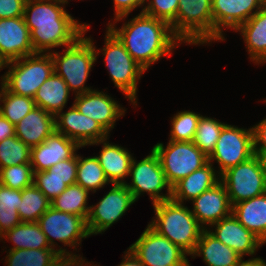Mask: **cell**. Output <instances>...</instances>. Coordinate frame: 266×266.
<instances>
[{
  "instance_id": "cell-3",
  "label": "cell",
  "mask_w": 266,
  "mask_h": 266,
  "mask_svg": "<svg viewBox=\"0 0 266 266\" xmlns=\"http://www.w3.org/2000/svg\"><path fill=\"white\" fill-rule=\"evenodd\" d=\"M184 204L172 199L153 204L155 217L148 225L190 256L204 229Z\"/></svg>"
},
{
  "instance_id": "cell-26",
  "label": "cell",
  "mask_w": 266,
  "mask_h": 266,
  "mask_svg": "<svg viewBox=\"0 0 266 266\" xmlns=\"http://www.w3.org/2000/svg\"><path fill=\"white\" fill-rule=\"evenodd\" d=\"M232 214L246 229L266 243V192L232 205Z\"/></svg>"
},
{
  "instance_id": "cell-11",
  "label": "cell",
  "mask_w": 266,
  "mask_h": 266,
  "mask_svg": "<svg viewBox=\"0 0 266 266\" xmlns=\"http://www.w3.org/2000/svg\"><path fill=\"white\" fill-rule=\"evenodd\" d=\"M129 249L143 266H191L185 251L149 225Z\"/></svg>"
},
{
  "instance_id": "cell-35",
  "label": "cell",
  "mask_w": 266,
  "mask_h": 266,
  "mask_svg": "<svg viewBox=\"0 0 266 266\" xmlns=\"http://www.w3.org/2000/svg\"><path fill=\"white\" fill-rule=\"evenodd\" d=\"M225 125L226 123H222L218 119L201 116L192 142L209 157L214 151Z\"/></svg>"
},
{
  "instance_id": "cell-24",
  "label": "cell",
  "mask_w": 266,
  "mask_h": 266,
  "mask_svg": "<svg viewBox=\"0 0 266 266\" xmlns=\"http://www.w3.org/2000/svg\"><path fill=\"white\" fill-rule=\"evenodd\" d=\"M219 181L220 175L213 167V164L208 161L204 166L192 172L172 187L171 199L179 203L192 201Z\"/></svg>"
},
{
  "instance_id": "cell-33",
  "label": "cell",
  "mask_w": 266,
  "mask_h": 266,
  "mask_svg": "<svg viewBox=\"0 0 266 266\" xmlns=\"http://www.w3.org/2000/svg\"><path fill=\"white\" fill-rule=\"evenodd\" d=\"M22 190H15L0 184V225L2 238L6 231L20 224L18 209Z\"/></svg>"
},
{
  "instance_id": "cell-5",
  "label": "cell",
  "mask_w": 266,
  "mask_h": 266,
  "mask_svg": "<svg viewBox=\"0 0 266 266\" xmlns=\"http://www.w3.org/2000/svg\"><path fill=\"white\" fill-rule=\"evenodd\" d=\"M104 42L105 46L97 52L94 46L96 57L102 53L114 86L136 107L137 84L145 70L131 57L123 43L108 27Z\"/></svg>"
},
{
  "instance_id": "cell-47",
  "label": "cell",
  "mask_w": 266,
  "mask_h": 266,
  "mask_svg": "<svg viewBox=\"0 0 266 266\" xmlns=\"http://www.w3.org/2000/svg\"><path fill=\"white\" fill-rule=\"evenodd\" d=\"M12 136H15V125L0 113V142Z\"/></svg>"
},
{
  "instance_id": "cell-25",
  "label": "cell",
  "mask_w": 266,
  "mask_h": 266,
  "mask_svg": "<svg viewBox=\"0 0 266 266\" xmlns=\"http://www.w3.org/2000/svg\"><path fill=\"white\" fill-rule=\"evenodd\" d=\"M235 32L244 38L250 60L257 65L266 63V4Z\"/></svg>"
},
{
  "instance_id": "cell-1",
  "label": "cell",
  "mask_w": 266,
  "mask_h": 266,
  "mask_svg": "<svg viewBox=\"0 0 266 266\" xmlns=\"http://www.w3.org/2000/svg\"><path fill=\"white\" fill-rule=\"evenodd\" d=\"M62 0H27L24 20L30 30L35 53H51L53 48L72 45L81 35V24L69 14Z\"/></svg>"
},
{
  "instance_id": "cell-18",
  "label": "cell",
  "mask_w": 266,
  "mask_h": 266,
  "mask_svg": "<svg viewBox=\"0 0 266 266\" xmlns=\"http://www.w3.org/2000/svg\"><path fill=\"white\" fill-rule=\"evenodd\" d=\"M191 203V212L204 230L232 214V205L221 181L194 198Z\"/></svg>"
},
{
  "instance_id": "cell-44",
  "label": "cell",
  "mask_w": 266,
  "mask_h": 266,
  "mask_svg": "<svg viewBox=\"0 0 266 266\" xmlns=\"http://www.w3.org/2000/svg\"><path fill=\"white\" fill-rule=\"evenodd\" d=\"M26 1L27 0H0V19L23 16Z\"/></svg>"
},
{
  "instance_id": "cell-41",
  "label": "cell",
  "mask_w": 266,
  "mask_h": 266,
  "mask_svg": "<svg viewBox=\"0 0 266 266\" xmlns=\"http://www.w3.org/2000/svg\"><path fill=\"white\" fill-rule=\"evenodd\" d=\"M146 5L142 13L163 20L170 25L176 19L179 0H146Z\"/></svg>"
},
{
  "instance_id": "cell-15",
  "label": "cell",
  "mask_w": 266,
  "mask_h": 266,
  "mask_svg": "<svg viewBox=\"0 0 266 266\" xmlns=\"http://www.w3.org/2000/svg\"><path fill=\"white\" fill-rule=\"evenodd\" d=\"M265 4L264 0H211L213 41H225L224 28L236 30Z\"/></svg>"
},
{
  "instance_id": "cell-7",
  "label": "cell",
  "mask_w": 266,
  "mask_h": 266,
  "mask_svg": "<svg viewBox=\"0 0 266 266\" xmlns=\"http://www.w3.org/2000/svg\"><path fill=\"white\" fill-rule=\"evenodd\" d=\"M181 43L204 45L213 42L211 0H179L176 19L170 24Z\"/></svg>"
},
{
  "instance_id": "cell-50",
  "label": "cell",
  "mask_w": 266,
  "mask_h": 266,
  "mask_svg": "<svg viewBox=\"0 0 266 266\" xmlns=\"http://www.w3.org/2000/svg\"><path fill=\"white\" fill-rule=\"evenodd\" d=\"M255 155H257L260 161L262 173H263L265 184H266V153H255Z\"/></svg>"
},
{
  "instance_id": "cell-21",
  "label": "cell",
  "mask_w": 266,
  "mask_h": 266,
  "mask_svg": "<svg viewBox=\"0 0 266 266\" xmlns=\"http://www.w3.org/2000/svg\"><path fill=\"white\" fill-rule=\"evenodd\" d=\"M82 147L56 130L45 141L31 148L34 172L48 170L60 161L73 158Z\"/></svg>"
},
{
  "instance_id": "cell-38",
  "label": "cell",
  "mask_w": 266,
  "mask_h": 266,
  "mask_svg": "<svg viewBox=\"0 0 266 266\" xmlns=\"http://www.w3.org/2000/svg\"><path fill=\"white\" fill-rule=\"evenodd\" d=\"M202 115L192 111H179L171 119L169 140L193 141L199 119Z\"/></svg>"
},
{
  "instance_id": "cell-14",
  "label": "cell",
  "mask_w": 266,
  "mask_h": 266,
  "mask_svg": "<svg viewBox=\"0 0 266 266\" xmlns=\"http://www.w3.org/2000/svg\"><path fill=\"white\" fill-rule=\"evenodd\" d=\"M105 194L97 204L90 206L86 219L90 236L104 233L118 222L136 201L124 184H113L110 191Z\"/></svg>"
},
{
  "instance_id": "cell-19",
  "label": "cell",
  "mask_w": 266,
  "mask_h": 266,
  "mask_svg": "<svg viewBox=\"0 0 266 266\" xmlns=\"http://www.w3.org/2000/svg\"><path fill=\"white\" fill-rule=\"evenodd\" d=\"M210 228H207L209 229L207 231L211 235L233 249L242 258L244 255L253 256L257 249L265 244L253 232L246 229L233 214L211 225Z\"/></svg>"
},
{
  "instance_id": "cell-6",
  "label": "cell",
  "mask_w": 266,
  "mask_h": 266,
  "mask_svg": "<svg viewBox=\"0 0 266 266\" xmlns=\"http://www.w3.org/2000/svg\"><path fill=\"white\" fill-rule=\"evenodd\" d=\"M4 87L11 93L33 98L54 73L51 53H35L7 62Z\"/></svg>"
},
{
  "instance_id": "cell-45",
  "label": "cell",
  "mask_w": 266,
  "mask_h": 266,
  "mask_svg": "<svg viewBox=\"0 0 266 266\" xmlns=\"http://www.w3.org/2000/svg\"><path fill=\"white\" fill-rule=\"evenodd\" d=\"M254 153H266V118L252 127Z\"/></svg>"
},
{
  "instance_id": "cell-39",
  "label": "cell",
  "mask_w": 266,
  "mask_h": 266,
  "mask_svg": "<svg viewBox=\"0 0 266 266\" xmlns=\"http://www.w3.org/2000/svg\"><path fill=\"white\" fill-rule=\"evenodd\" d=\"M34 171L31 163H24L0 169V184L15 190L33 185Z\"/></svg>"
},
{
  "instance_id": "cell-51",
  "label": "cell",
  "mask_w": 266,
  "mask_h": 266,
  "mask_svg": "<svg viewBox=\"0 0 266 266\" xmlns=\"http://www.w3.org/2000/svg\"><path fill=\"white\" fill-rule=\"evenodd\" d=\"M7 66V61L0 55V71L5 69Z\"/></svg>"
},
{
  "instance_id": "cell-42",
  "label": "cell",
  "mask_w": 266,
  "mask_h": 266,
  "mask_svg": "<svg viewBox=\"0 0 266 266\" xmlns=\"http://www.w3.org/2000/svg\"><path fill=\"white\" fill-rule=\"evenodd\" d=\"M77 164L78 154L71 159L60 161L59 163L50 167L47 171L51 173L52 177H58L64 180H76Z\"/></svg>"
},
{
  "instance_id": "cell-37",
  "label": "cell",
  "mask_w": 266,
  "mask_h": 266,
  "mask_svg": "<svg viewBox=\"0 0 266 266\" xmlns=\"http://www.w3.org/2000/svg\"><path fill=\"white\" fill-rule=\"evenodd\" d=\"M31 162V147L16 135L0 142V169Z\"/></svg>"
},
{
  "instance_id": "cell-20",
  "label": "cell",
  "mask_w": 266,
  "mask_h": 266,
  "mask_svg": "<svg viewBox=\"0 0 266 266\" xmlns=\"http://www.w3.org/2000/svg\"><path fill=\"white\" fill-rule=\"evenodd\" d=\"M35 54L24 17L0 19V55L7 61Z\"/></svg>"
},
{
  "instance_id": "cell-46",
  "label": "cell",
  "mask_w": 266,
  "mask_h": 266,
  "mask_svg": "<svg viewBox=\"0 0 266 266\" xmlns=\"http://www.w3.org/2000/svg\"><path fill=\"white\" fill-rule=\"evenodd\" d=\"M75 252L58 253L51 262L50 266H84L85 258Z\"/></svg>"
},
{
  "instance_id": "cell-10",
  "label": "cell",
  "mask_w": 266,
  "mask_h": 266,
  "mask_svg": "<svg viewBox=\"0 0 266 266\" xmlns=\"http://www.w3.org/2000/svg\"><path fill=\"white\" fill-rule=\"evenodd\" d=\"M37 223L46 235L50 247L58 253H69V251L62 247L56 248L58 244L54 239L64 246L71 247L73 251H77L76 247H79L82 239L90 236L86 220L83 217L58 211L51 206Z\"/></svg>"
},
{
  "instance_id": "cell-53",
  "label": "cell",
  "mask_w": 266,
  "mask_h": 266,
  "mask_svg": "<svg viewBox=\"0 0 266 266\" xmlns=\"http://www.w3.org/2000/svg\"><path fill=\"white\" fill-rule=\"evenodd\" d=\"M84 266H100V265L99 264L98 265L97 264L92 265L91 262H88L85 260Z\"/></svg>"
},
{
  "instance_id": "cell-43",
  "label": "cell",
  "mask_w": 266,
  "mask_h": 266,
  "mask_svg": "<svg viewBox=\"0 0 266 266\" xmlns=\"http://www.w3.org/2000/svg\"><path fill=\"white\" fill-rule=\"evenodd\" d=\"M146 3V0H113L114 4V19L113 23L109 21L106 25H116L117 22L121 20H125V18H128V15L137 7H142L140 13H142L144 9V4ZM115 20V21H114Z\"/></svg>"
},
{
  "instance_id": "cell-13",
  "label": "cell",
  "mask_w": 266,
  "mask_h": 266,
  "mask_svg": "<svg viewBox=\"0 0 266 266\" xmlns=\"http://www.w3.org/2000/svg\"><path fill=\"white\" fill-rule=\"evenodd\" d=\"M231 205L251 199L266 192V184L257 155L220 175Z\"/></svg>"
},
{
  "instance_id": "cell-36",
  "label": "cell",
  "mask_w": 266,
  "mask_h": 266,
  "mask_svg": "<svg viewBox=\"0 0 266 266\" xmlns=\"http://www.w3.org/2000/svg\"><path fill=\"white\" fill-rule=\"evenodd\" d=\"M58 254L54 249H14L8 250L7 266H50Z\"/></svg>"
},
{
  "instance_id": "cell-9",
  "label": "cell",
  "mask_w": 266,
  "mask_h": 266,
  "mask_svg": "<svg viewBox=\"0 0 266 266\" xmlns=\"http://www.w3.org/2000/svg\"><path fill=\"white\" fill-rule=\"evenodd\" d=\"M129 176H131V183L126 182L124 185L131 191L136 201L144 192L148 193L153 201L152 204L171 199L172 187L169 185L159 158L153 149L141 161L137 162L133 157ZM165 188L167 192L163 194L162 190Z\"/></svg>"
},
{
  "instance_id": "cell-22",
  "label": "cell",
  "mask_w": 266,
  "mask_h": 266,
  "mask_svg": "<svg viewBox=\"0 0 266 266\" xmlns=\"http://www.w3.org/2000/svg\"><path fill=\"white\" fill-rule=\"evenodd\" d=\"M55 130V116L37 106L15 125V135L31 148L43 143Z\"/></svg>"
},
{
  "instance_id": "cell-29",
  "label": "cell",
  "mask_w": 266,
  "mask_h": 266,
  "mask_svg": "<svg viewBox=\"0 0 266 266\" xmlns=\"http://www.w3.org/2000/svg\"><path fill=\"white\" fill-rule=\"evenodd\" d=\"M7 239L13 242L9 250L14 249H53L50 247L46 235L40 229L37 222H21L12 229L6 231L2 241Z\"/></svg>"
},
{
  "instance_id": "cell-2",
  "label": "cell",
  "mask_w": 266,
  "mask_h": 266,
  "mask_svg": "<svg viewBox=\"0 0 266 266\" xmlns=\"http://www.w3.org/2000/svg\"><path fill=\"white\" fill-rule=\"evenodd\" d=\"M107 27L145 71L161 57L170 56L173 49L181 44L167 22L144 13L124 22L121 28L115 25Z\"/></svg>"
},
{
  "instance_id": "cell-12",
  "label": "cell",
  "mask_w": 266,
  "mask_h": 266,
  "mask_svg": "<svg viewBox=\"0 0 266 266\" xmlns=\"http://www.w3.org/2000/svg\"><path fill=\"white\" fill-rule=\"evenodd\" d=\"M254 155L252 127L245 129L226 124L208 161L211 164L214 163L213 161L218 163L217 173L221 175L227 169L247 161Z\"/></svg>"
},
{
  "instance_id": "cell-27",
  "label": "cell",
  "mask_w": 266,
  "mask_h": 266,
  "mask_svg": "<svg viewBox=\"0 0 266 266\" xmlns=\"http://www.w3.org/2000/svg\"><path fill=\"white\" fill-rule=\"evenodd\" d=\"M190 255L193 259L202 256L207 266H236L242 259L233 249L217 240L207 230L201 232L199 241Z\"/></svg>"
},
{
  "instance_id": "cell-48",
  "label": "cell",
  "mask_w": 266,
  "mask_h": 266,
  "mask_svg": "<svg viewBox=\"0 0 266 266\" xmlns=\"http://www.w3.org/2000/svg\"><path fill=\"white\" fill-rule=\"evenodd\" d=\"M118 266H143L135 254L128 248L124 251L122 262Z\"/></svg>"
},
{
  "instance_id": "cell-31",
  "label": "cell",
  "mask_w": 266,
  "mask_h": 266,
  "mask_svg": "<svg viewBox=\"0 0 266 266\" xmlns=\"http://www.w3.org/2000/svg\"><path fill=\"white\" fill-rule=\"evenodd\" d=\"M79 155L80 154H78L77 184L89 192L91 191V193H95L96 190H100L104 188L106 184H110L96 155L87 158Z\"/></svg>"
},
{
  "instance_id": "cell-16",
  "label": "cell",
  "mask_w": 266,
  "mask_h": 266,
  "mask_svg": "<svg viewBox=\"0 0 266 266\" xmlns=\"http://www.w3.org/2000/svg\"><path fill=\"white\" fill-rule=\"evenodd\" d=\"M73 105L80 113L98 122L108 134L126 111L118 101L116 102L110 95L97 89L75 95Z\"/></svg>"
},
{
  "instance_id": "cell-52",
  "label": "cell",
  "mask_w": 266,
  "mask_h": 266,
  "mask_svg": "<svg viewBox=\"0 0 266 266\" xmlns=\"http://www.w3.org/2000/svg\"><path fill=\"white\" fill-rule=\"evenodd\" d=\"M0 81H1V83H0L1 84L0 85V88H1L0 89V94H1L2 88L4 87L5 73L3 74V76H1V80Z\"/></svg>"
},
{
  "instance_id": "cell-40",
  "label": "cell",
  "mask_w": 266,
  "mask_h": 266,
  "mask_svg": "<svg viewBox=\"0 0 266 266\" xmlns=\"http://www.w3.org/2000/svg\"><path fill=\"white\" fill-rule=\"evenodd\" d=\"M76 180H64L52 177L47 170L34 172L33 184L52 201L59 196L68 186L75 184Z\"/></svg>"
},
{
  "instance_id": "cell-8",
  "label": "cell",
  "mask_w": 266,
  "mask_h": 266,
  "mask_svg": "<svg viewBox=\"0 0 266 266\" xmlns=\"http://www.w3.org/2000/svg\"><path fill=\"white\" fill-rule=\"evenodd\" d=\"M152 149L171 187L208 162V157L192 141L169 140L167 146L160 142Z\"/></svg>"
},
{
  "instance_id": "cell-49",
  "label": "cell",
  "mask_w": 266,
  "mask_h": 266,
  "mask_svg": "<svg viewBox=\"0 0 266 266\" xmlns=\"http://www.w3.org/2000/svg\"><path fill=\"white\" fill-rule=\"evenodd\" d=\"M236 266H266V262L264 259H262V257L261 258L251 257V259H248L246 261H244L242 258L241 261Z\"/></svg>"
},
{
  "instance_id": "cell-32",
  "label": "cell",
  "mask_w": 266,
  "mask_h": 266,
  "mask_svg": "<svg viewBox=\"0 0 266 266\" xmlns=\"http://www.w3.org/2000/svg\"><path fill=\"white\" fill-rule=\"evenodd\" d=\"M50 200L34 184L22 190L18 214L22 222H37L49 209Z\"/></svg>"
},
{
  "instance_id": "cell-30",
  "label": "cell",
  "mask_w": 266,
  "mask_h": 266,
  "mask_svg": "<svg viewBox=\"0 0 266 266\" xmlns=\"http://www.w3.org/2000/svg\"><path fill=\"white\" fill-rule=\"evenodd\" d=\"M89 193L88 190L75 183L50 201V205L58 211L79 215L86 220L90 209L87 204Z\"/></svg>"
},
{
  "instance_id": "cell-34",
  "label": "cell",
  "mask_w": 266,
  "mask_h": 266,
  "mask_svg": "<svg viewBox=\"0 0 266 266\" xmlns=\"http://www.w3.org/2000/svg\"><path fill=\"white\" fill-rule=\"evenodd\" d=\"M35 106L36 105L33 98L13 94L9 92L5 87L2 88L0 94V113L10 123L16 125Z\"/></svg>"
},
{
  "instance_id": "cell-4",
  "label": "cell",
  "mask_w": 266,
  "mask_h": 266,
  "mask_svg": "<svg viewBox=\"0 0 266 266\" xmlns=\"http://www.w3.org/2000/svg\"><path fill=\"white\" fill-rule=\"evenodd\" d=\"M88 30L90 26L86 23L83 35L72 45L65 47L61 54L54 50L51 52L54 73L64 80L75 95L94 90L92 87L85 86L91 68L97 60L94 42L90 37H85Z\"/></svg>"
},
{
  "instance_id": "cell-28",
  "label": "cell",
  "mask_w": 266,
  "mask_h": 266,
  "mask_svg": "<svg viewBox=\"0 0 266 266\" xmlns=\"http://www.w3.org/2000/svg\"><path fill=\"white\" fill-rule=\"evenodd\" d=\"M70 90L64 80L53 73L35 93L33 100L37 107L56 116L69 99Z\"/></svg>"
},
{
  "instance_id": "cell-54",
  "label": "cell",
  "mask_w": 266,
  "mask_h": 266,
  "mask_svg": "<svg viewBox=\"0 0 266 266\" xmlns=\"http://www.w3.org/2000/svg\"><path fill=\"white\" fill-rule=\"evenodd\" d=\"M0 240H2V228H1V225H0Z\"/></svg>"
},
{
  "instance_id": "cell-17",
  "label": "cell",
  "mask_w": 266,
  "mask_h": 266,
  "mask_svg": "<svg viewBox=\"0 0 266 266\" xmlns=\"http://www.w3.org/2000/svg\"><path fill=\"white\" fill-rule=\"evenodd\" d=\"M56 131L77 142L81 147L110 138L98 122L80 113L72 104L66 112L55 116Z\"/></svg>"
},
{
  "instance_id": "cell-55",
  "label": "cell",
  "mask_w": 266,
  "mask_h": 266,
  "mask_svg": "<svg viewBox=\"0 0 266 266\" xmlns=\"http://www.w3.org/2000/svg\"><path fill=\"white\" fill-rule=\"evenodd\" d=\"M63 2H64L65 4H69L68 0H63Z\"/></svg>"
},
{
  "instance_id": "cell-23",
  "label": "cell",
  "mask_w": 266,
  "mask_h": 266,
  "mask_svg": "<svg viewBox=\"0 0 266 266\" xmlns=\"http://www.w3.org/2000/svg\"><path fill=\"white\" fill-rule=\"evenodd\" d=\"M108 139L97 141L89 146L102 144V150L99 151L100 154L96 157L107 179L111 184H124L127 182L124 178L129 176L133 155L126 148L109 143Z\"/></svg>"
}]
</instances>
